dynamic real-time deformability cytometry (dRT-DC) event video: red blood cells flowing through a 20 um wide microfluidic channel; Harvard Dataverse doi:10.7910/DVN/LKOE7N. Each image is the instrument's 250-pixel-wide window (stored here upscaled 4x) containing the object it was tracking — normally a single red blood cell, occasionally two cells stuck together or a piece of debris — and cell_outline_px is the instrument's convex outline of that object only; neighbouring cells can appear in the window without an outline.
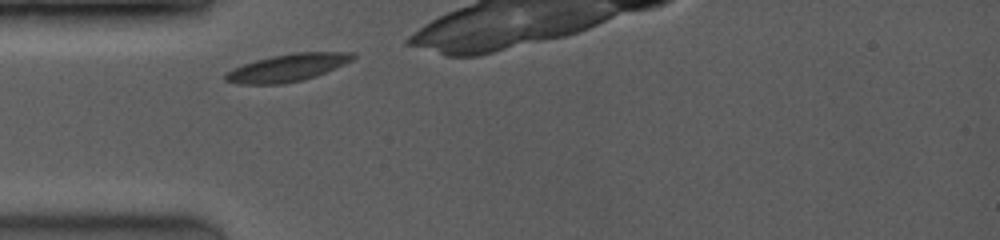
{"species": "common noctule bat (a hibernating species)", "species_latin": "Nyctalus noctula", "temperature_condition": "room temperature", "stored_images_in_passage": 16, "camera_frame_rate_fps": 3500, "um_per_image_px": 0.085, "animal": {"sex": "female", "body_mass_g": 19.0, "forearm_length_mm": 53.3}, "frame": {"image": 1, "passage_image": 1, "time_ms": 0.0, "image_size_px": [1000, 240], "cell_outline_px": [[356, 56], [352, 60], [344, 64], [316, 76], [304, 80], [284, 84], [240, 84], [224, 80], [224, 72], [232, 68], [256, 60], [272, 56], [292, 52], [356, 52]], "centroid_in_image_um": [24.42, 5.75], "position_along_channel_um": 60.6, "area_um2": 20.52}}
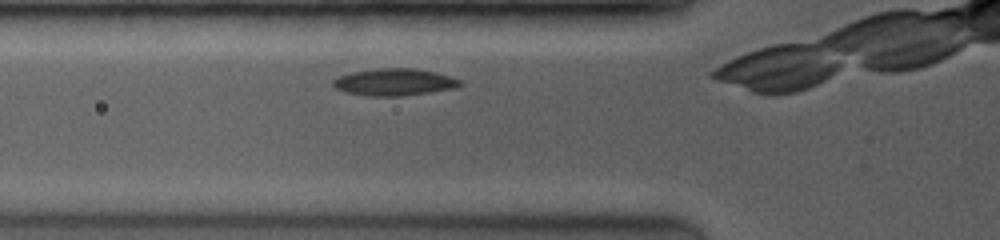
{"frame": {"image": 2, "passage_image": 5, "time_ms": 0.857, "image_size_px": [1000, 240], "cell_outline_px": [[464, 84], [456, 88], [404, 96], [372, 96], [348, 92], [336, 88], [332, 84], [332, 80], [340, 76], [352, 72], [376, 68], [416, 68], [436, 72], [460, 80]], "centroid_in_image_um": [33.55, 6.97], "position_along_channel_um": 92.2, "area_um2": 19.94}}